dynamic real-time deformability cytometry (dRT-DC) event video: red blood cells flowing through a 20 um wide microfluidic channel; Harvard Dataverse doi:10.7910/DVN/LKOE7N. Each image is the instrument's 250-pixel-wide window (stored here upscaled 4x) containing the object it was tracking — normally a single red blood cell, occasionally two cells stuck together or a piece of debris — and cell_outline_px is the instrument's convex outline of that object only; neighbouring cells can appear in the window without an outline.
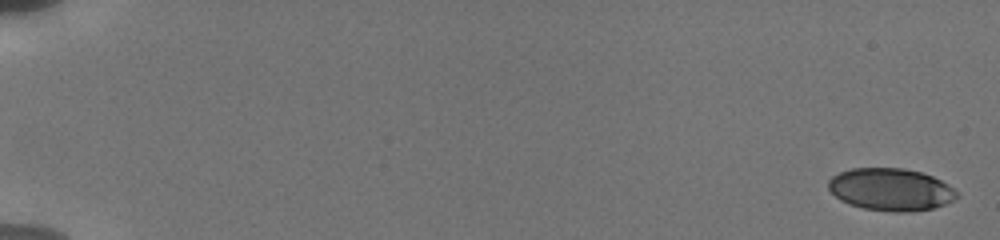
{"species": "human", "species_latin": "Homo sapiens", "temperature_condition": "cold", "stored_images_in_passage": 22, "camera_frame_rate_fps": 3000, "um_per_image_px": 0.085, "donor": {"sex": "male"}, "frame": {"image": 1, "passage_image": 1, "time_ms": 0.0, "image_size_px": [1000, 240], "cell_outline_px": [[960, 196], [944, 204], [932, 208], [908, 212], [892, 212], [864, 208], [848, 204], [840, 200], [828, 188], [828, 180], [832, 176], [840, 172], [852, 168], [904, 168], [920, 172], [932, 176], [948, 184]], "centroid_in_image_um": [75.69, 16.1], "position_along_channel_um": 9.3, "area_um2": 31.62}}
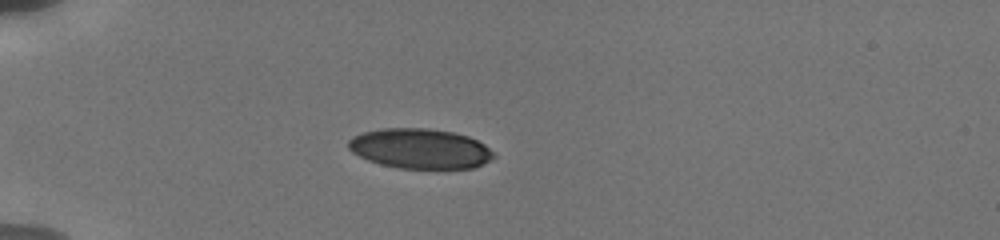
{"frame": {"image": 2, "passage_image": 11, "time_ms": 5.333, "image_size_px": [1000, 240], "cell_outline_px": [[496, 156], [472, 168], [400, 168], [380, 164], [368, 160], [352, 152], [348, 148], [348, 140], [352, 136], [364, 132], [384, 128], [428, 128], [452, 132], [468, 136], [484, 144], [496, 152]], "centroid_in_image_um": [35.7, 12.62], "position_along_channel_um": 49.3, "area_um2": 33.76}}
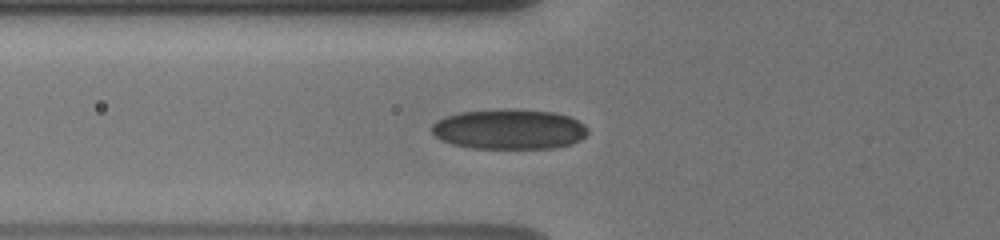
{"frame": {"image": 3, "passage_image": 18, "time_ms": 7.0, "image_size_px": [1000, 240], "cell_outline_px": [[588, 132], [580, 140], [572, 144], [552, 148], [468, 148], [452, 144], [440, 140], [432, 132], [432, 124], [436, 120], [444, 116], [460, 112], [496, 108], [516, 108], [556, 112], [568, 116], [584, 124], [588, 128]], "centroid_in_image_um": [43.26, 10.96], "position_along_channel_um": 82.5, "area_um2": 37.11}}